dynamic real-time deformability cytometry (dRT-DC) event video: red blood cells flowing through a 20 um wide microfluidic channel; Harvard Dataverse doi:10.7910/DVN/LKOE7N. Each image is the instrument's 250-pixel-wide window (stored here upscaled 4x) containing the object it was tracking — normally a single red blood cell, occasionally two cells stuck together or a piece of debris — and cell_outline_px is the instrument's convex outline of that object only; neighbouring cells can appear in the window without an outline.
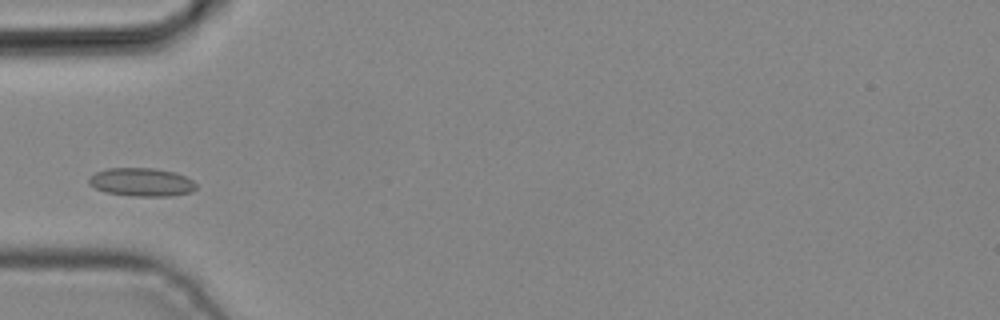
{"species": "common noctule bat (a hibernating species)", "species_latin": "Nyctalus noctula", "temperature_condition": "cold", "stored_images_in_passage": 4, "camera_frame_rate_fps": 3000, "um_per_image_px": 0.085, "animal": {"sex": "male", "body_mass_g": 19.2, "forearm_length_mm": 51.8}, "frame": {"image": 1, "passage_image": 3, "time_ms": 0.667, "image_size_px": [1000, 320], "cell_outline_px": [[196, 188], [192, 192], [172, 196], [132, 196], [104, 192], [88, 184], [88, 176], [96, 172], [108, 168], [152, 168], [176, 172], [192, 180], [196, 184]], "centroid_in_image_um": [12.01, 15.48], "position_along_channel_um": 73.0, "area_um2": 17.86}}
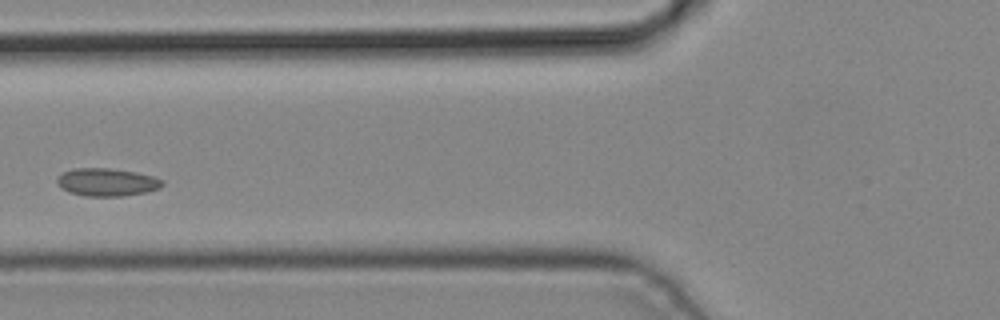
{"frame": {"image": 2, "passage_image": 4, "time_ms": 1.0, "image_size_px": [1000, 320], "cell_outline_px": [[164, 184], [160, 188], [148, 192], [120, 196], [84, 196], [68, 192], [60, 188], [56, 180], [64, 172], [72, 168], [108, 168], [136, 172], [152, 176], [164, 180]], "centroid_in_image_um": [9.09, 15.49], "position_along_channel_um": 116.7, "area_um2": 17.17}}